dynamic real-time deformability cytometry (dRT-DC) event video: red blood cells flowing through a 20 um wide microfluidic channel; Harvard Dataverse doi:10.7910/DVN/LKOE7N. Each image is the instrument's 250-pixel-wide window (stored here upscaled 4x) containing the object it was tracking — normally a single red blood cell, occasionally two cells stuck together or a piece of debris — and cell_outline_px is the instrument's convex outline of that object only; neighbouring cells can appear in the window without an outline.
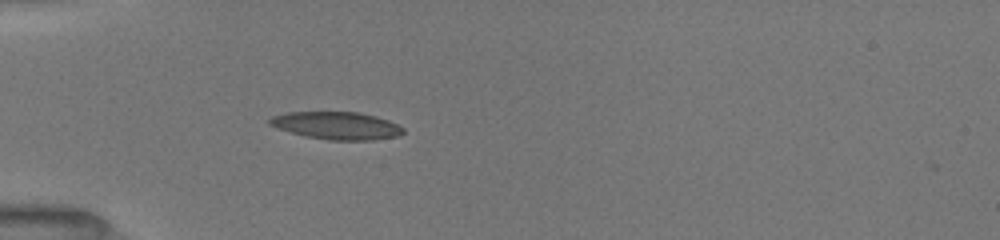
{"species": "common noctule bat (a hibernating species)", "species_latin": "Nyctalus noctula", "temperature_condition": "room temperature", "stored_images_in_passage": 13, "camera_frame_rate_fps": 3000, "um_per_image_px": 0.085, "animal": {"sex": "female", "body_mass_g": 19.5, "forearm_length_mm": 54.1}, "frame": {"image": 1, "passage_image": 10, "time_ms": 4.333, "image_size_px": [1000, 240], "cell_outline_px": [[404, 132], [400, 136], [372, 140], [328, 140], [304, 136], [268, 124], [268, 120], [272, 116], [288, 112], [360, 112], [376, 116], [388, 120], [404, 128]], "centroid_in_image_um": [28.65, 10.67], "position_along_channel_um": 56.4, "area_um2": 21.44}}
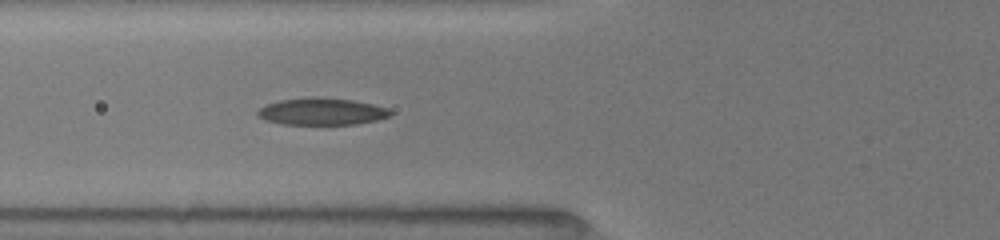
{"frame": {"image": 2, "passage_image": 13, "time_ms": 5.667, "image_size_px": [1000, 240], "cell_outline_px": [[392, 112], [388, 116], [376, 120], [356, 124], [280, 124], [264, 120], [256, 116], [256, 112], [264, 104], [280, 100], [352, 100], [372, 104], [388, 108]], "centroid_in_image_um": [27.3, 9.53], "position_along_channel_um": 98.5, "area_um2": 19.94}}